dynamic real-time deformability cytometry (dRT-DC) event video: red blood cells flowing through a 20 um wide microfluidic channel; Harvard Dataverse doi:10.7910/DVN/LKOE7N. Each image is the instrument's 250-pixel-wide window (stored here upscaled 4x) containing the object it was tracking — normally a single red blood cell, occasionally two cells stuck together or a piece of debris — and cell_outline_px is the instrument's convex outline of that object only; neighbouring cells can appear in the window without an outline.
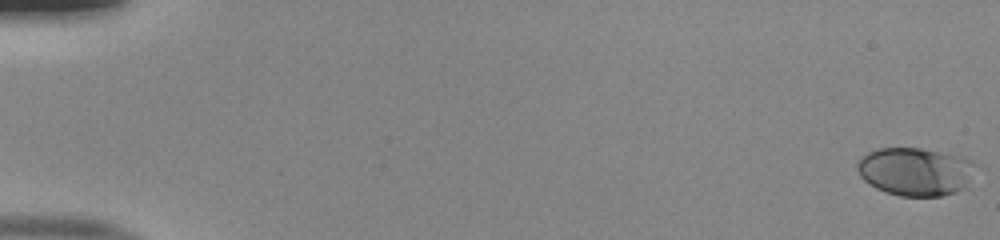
{"species": "human", "species_latin": "Homo sapiens", "temperature_condition": "room temperature", "stored_images_in_passage": 52, "camera_frame_rate_fps": 3000, "um_per_image_px": 0.085, "donor": {"sex": "male"}, "frame": {"image": 1, "passage_image": 1, "time_ms": 0.0, "image_size_px": [1000, 240], "cell_outline_px": [[972, 164], [964, 188], [956, 192], [940, 196], [900, 196], [876, 188], [864, 180], [860, 176], [856, 168], [856, 164], [868, 152], [876, 148], [920, 148], [964, 156], [972, 160]], "centroid_in_image_um": [77.74, 14.57], "position_along_channel_um": 7.3, "area_um2": 32.71}}
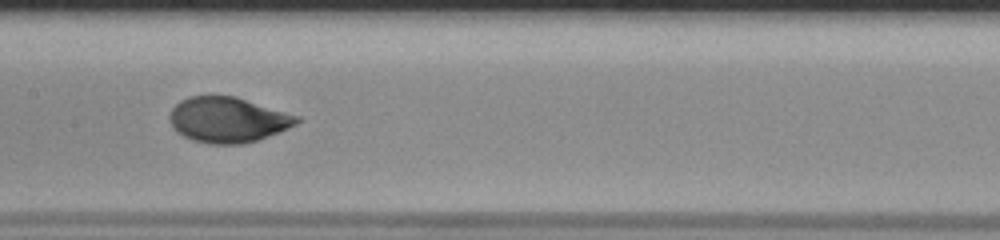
{"frame": {"image": 2, "passage_image": 28, "time_ms": 9.0, "image_size_px": [1000, 240], "cell_outline_px": [[300, 120], [296, 124], [280, 132], [244, 144], [208, 144], [192, 140], [176, 132], [172, 128], [168, 120], [168, 116], [172, 108], [180, 100], [188, 96], [236, 96], [300, 116]], "centroid_in_image_um": [19.34, 10.18], "position_along_channel_um": 188.1, "area_um2": 33.93}}
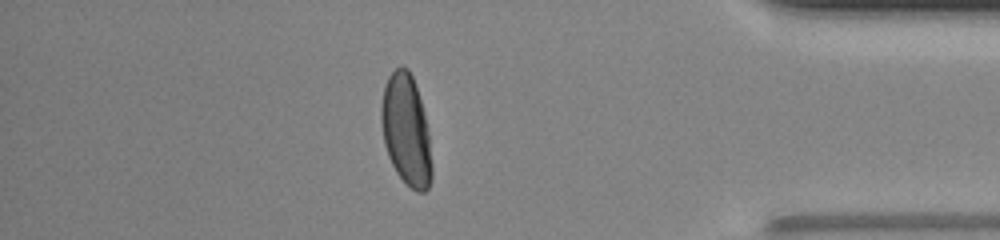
{"frame": {"image": 3, "passage_image": 46, "time_ms": 15.0, "image_size_px": [1000, 240], "cell_outline_px": [[432, 180], [428, 188], [424, 192], [416, 192], [396, 172], [388, 156], [384, 144], [380, 120], [380, 108], [384, 88], [388, 76], [400, 64], [408, 68], [412, 76], [424, 112], [428, 132], [432, 168]], "centroid_in_image_um": [34.51, 11.05], "position_along_channel_um": 400.7, "area_um2": 32.66}, "authors_computed_cell_mechanics": {"area_um2": 32.8882, "velocity_mm_per_s": 4.0293, "shape_relaxation_time_tau1_ms": 3.3013, "shape_relaxation_time_tau2_ms": null, "deformation_change_tau1": 0.175, "deformation_change_tau2": null}}